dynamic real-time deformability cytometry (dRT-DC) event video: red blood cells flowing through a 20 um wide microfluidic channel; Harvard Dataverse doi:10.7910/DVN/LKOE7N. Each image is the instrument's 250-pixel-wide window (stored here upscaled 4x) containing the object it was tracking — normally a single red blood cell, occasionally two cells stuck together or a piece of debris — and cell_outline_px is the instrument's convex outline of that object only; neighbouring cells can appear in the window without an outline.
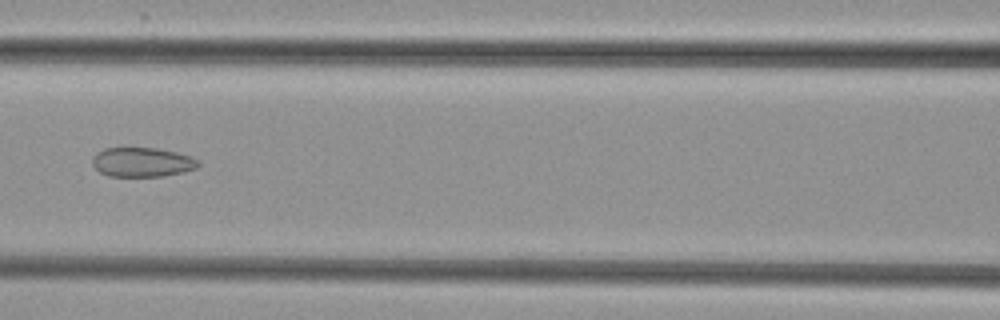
{"species": "common noctule bat (a hibernating species)", "species_latin": "Nyctalus noctula", "temperature_condition": "cold", "stored_images_in_passage": 4, "camera_frame_rate_fps": 3000, "um_per_image_px": 0.085, "animal": {"sex": "female", "body_mass_g": 29.2, "forearm_length_mm": 56.3}, "frame": {"image": 1, "passage_image": 4, "time_ms": 3.667, "image_size_px": [1000, 320], "cell_outline_px": [[200, 164], [196, 168], [184, 172], [164, 176], [108, 176], [100, 172], [92, 164], [92, 156], [96, 152], [104, 148], [128, 144], [156, 148], [176, 152], [200, 160]], "centroid_in_image_um": [12.03, 13.73], "position_along_channel_um": 154.6, "area_um2": 18.96}}